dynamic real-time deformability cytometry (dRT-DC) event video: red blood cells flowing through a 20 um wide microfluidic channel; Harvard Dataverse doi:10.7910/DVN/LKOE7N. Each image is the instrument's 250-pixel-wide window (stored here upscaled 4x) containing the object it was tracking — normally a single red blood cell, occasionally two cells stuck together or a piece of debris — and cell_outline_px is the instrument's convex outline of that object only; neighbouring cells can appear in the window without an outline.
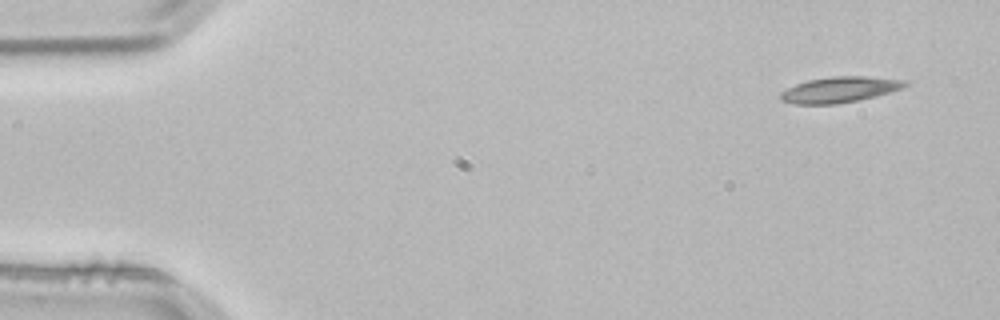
{"species": "common noctule bat (a hibernating species)", "species_latin": "Nyctalus noctula", "temperature_condition": "room temperature", "stored_images_in_passage": 3, "camera_frame_rate_fps": 3000, "um_per_image_px": 0.085, "animal": {"sex": "male", "body_mass_g": 21.5, "forearm_length_mm": 52.0}, "frame": {"image": 1, "passage_image": 1, "time_ms": 0.0, "image_size_px": [1000, 320], "cell_outline_px": [[908, 84], [900, 88], [876, 96], [836, 104], [796, 104], [780, 100], [780, 92], [796, 84], [808, 80], [832, 76], [864, 76], [908, 80]], "centroid_in_image_um": [71.35, 7.61], "position_along_channel_um": 13.7, "area_um2": 18.5}}
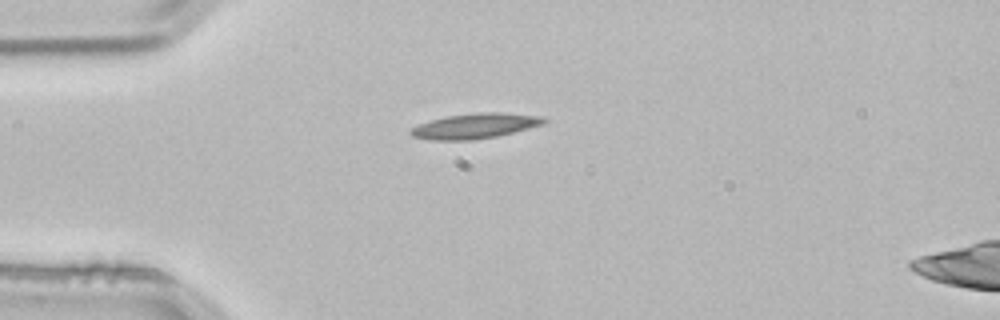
{"frame": {"image": 2, "passage_image": 3, "time_ms": 0.667, "image_size_px": [1000, 320], "cell_outline_px": [[548, 120], [544, 124], [496, 136], [472, 140], [432, 140], [412, 136], [408, 132], [412, 128], [428, 120], [448, 116], [480, 112], [500, 112], [540, 116]], "centroid_in_image_um": [40.36, 10.7], "position_along_channel_um": 44.6, "area_um2": 19.36}}